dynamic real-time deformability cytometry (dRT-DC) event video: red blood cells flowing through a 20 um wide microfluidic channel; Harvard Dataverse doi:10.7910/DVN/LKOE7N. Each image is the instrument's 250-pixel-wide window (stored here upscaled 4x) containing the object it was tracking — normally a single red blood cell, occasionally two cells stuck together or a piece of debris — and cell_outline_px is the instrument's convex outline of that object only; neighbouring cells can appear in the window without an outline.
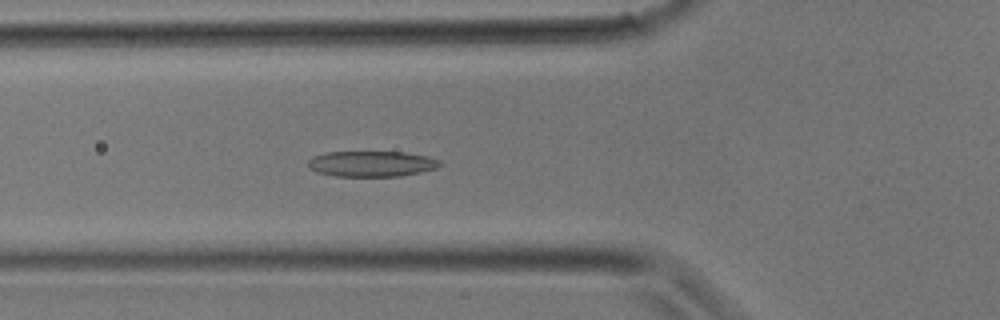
{"species": "common noctule bat (a hibernating species)", "species_latin": "Nyctalus noctula", "temperature_condition": "room temperature", "stored_images_in_passage": 32, "camera_frame_rate_fps": 3000, "um_per_image_px": 0.085, "animal": {"sex": "male", "body_mass_g": 17.9}, "frame": {"image": 1, "passage_image": 11, "time_ms": 3.333, "image_size_px": [1000, 320], "cell_outline_px": [[440, 164], [436, 168], [420, 172], [400, 176], [336, 176], [316, 172], [308, 168], [308, 160], [312, 156], [324, 152], [404, 152], [428, 156], [440, 160]], "centroid_in_image_um": [31.54, 13.92], "position_along_channel_um": 94.3, "area_um2": 19.77}}
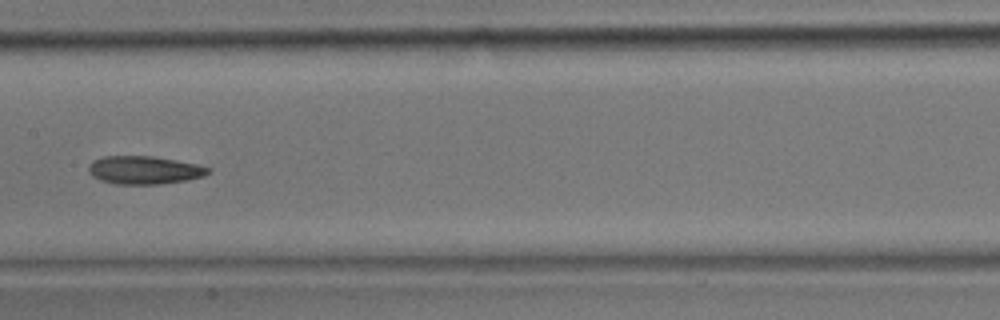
{"frame": {"image": 2, "passage_image": 16, "time_ms": 5.0, "image_size_px": [1000, 320], "cell_outline_px": [[212, 168], [204, 176], [188, 180], [160, 184], [116, 184], [100, 180], [92, 176], [88, 172], [88, 164], [92, 160], [104, 156], [152, 156], [176, 160], [196, 164]], "centroid_in_image_um": [12.23, 14.45], "position_along_channel_um": 195.2, "area_um2": 19.71}}
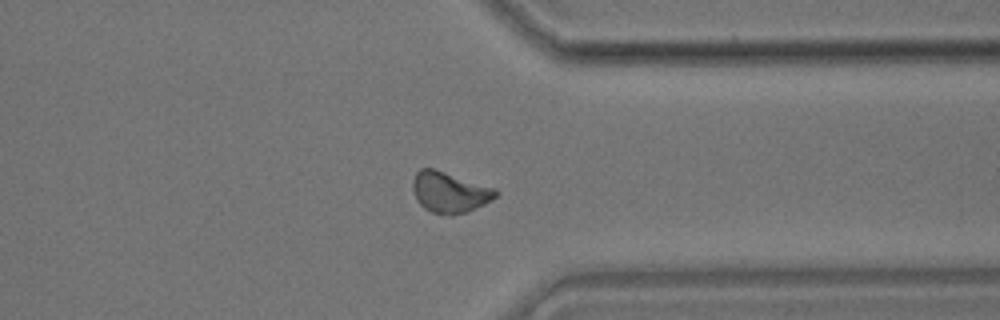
{"frame": {"image": 3, "passage_image": 25, "time_ms": 8.0, "image_size_px": [1000, 320], "cell_outline_px": [[500, 192], [492, 200], [468, 212], [452, 216], [448, 216], [432, 212], [424, 208], [416, 200], [412, 188], [412, 180], [416, 172], [420, 168], [432, 168], [496, 188]], "centroid_in_image_um": [38.21, 16.35], "position_along_channel_um": 373.2, "area_um2": 19.94}}